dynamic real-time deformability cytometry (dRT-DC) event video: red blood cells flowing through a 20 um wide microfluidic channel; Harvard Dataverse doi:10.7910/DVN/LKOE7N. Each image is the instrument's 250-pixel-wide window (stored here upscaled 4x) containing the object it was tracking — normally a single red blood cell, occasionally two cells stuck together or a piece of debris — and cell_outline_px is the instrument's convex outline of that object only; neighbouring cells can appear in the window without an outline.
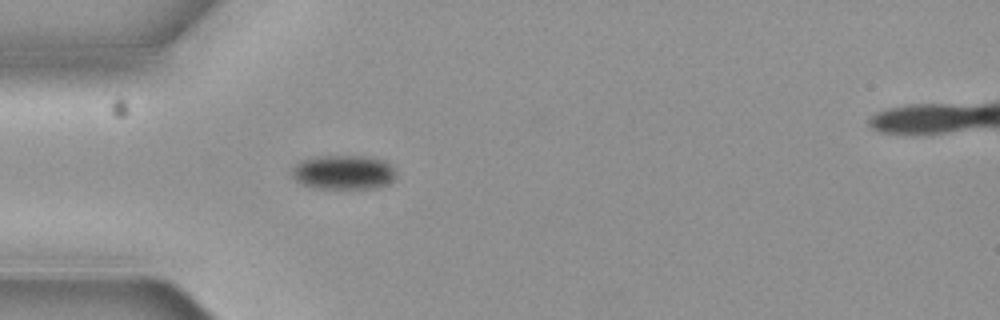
{"species": "common noctule bat (a hibernating species)", "species_latin": "Nyctalus noctula", "temperature_condition": "cold", "stored_images_in_passage": 3, "camera_frame_rate_fps": 3000, "um_per_image_px": 0.085, "animal": {"sex": "female", "body_mass_g": 19.3, "forearm_length_mm": 54.1}, "frame": {"image": 1, "passage_image": 3, "time_ms": 0.667, "image_size_px": [1000, 320], "cell_outline_px": [[396, 176], [388, 184], [376, 188], [312, 188], [300, 184], [292, 176], [292, 168], [300, 160], [316, 156], [364, 156], [384, 160], [392, 164], [396, 172]], "centroid_in_image_um": [29.2, 14.64], "position_along_channel_um": 55.8, "area_um2": 21.1}}